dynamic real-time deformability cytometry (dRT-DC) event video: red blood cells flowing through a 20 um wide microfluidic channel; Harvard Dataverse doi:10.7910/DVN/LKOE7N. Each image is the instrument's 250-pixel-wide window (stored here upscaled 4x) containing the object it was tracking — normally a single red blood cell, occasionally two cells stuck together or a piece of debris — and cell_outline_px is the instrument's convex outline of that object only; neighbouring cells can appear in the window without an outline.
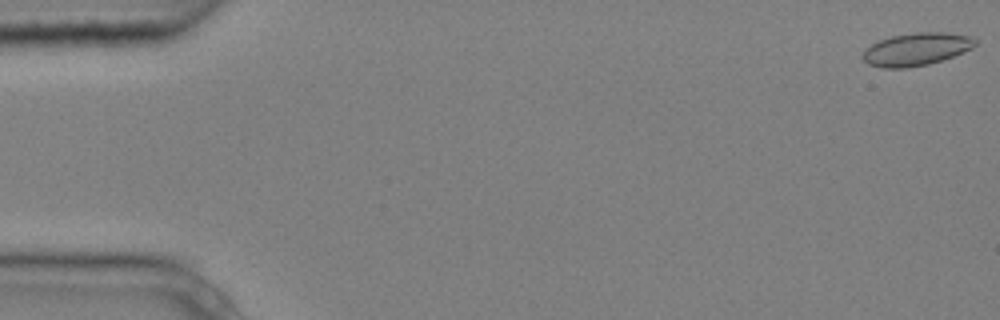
{"species": "common noctule bat (a hibernating species)", "species_latin": "Nyctalus noctula", "temperature_condition": "cold", "stored_images_in_passage": 5, "camera_frame_rate_fps": 3000, "um_per_image_px": 0.085, "animal": {"sex": "male", "body_mass_g": 20.4}, "frame": {"image": 1, "passage_image": 1, "time_ms": 0.0, "image_size_px": [1000, 320], "cell_outline_px": [[976, 44], [972, 48], [952, 56], [928, 64], [908, 68], [884, 68], [868, 64], [860, 56], [872, 44], [880, 40], [892, 36], [916, 32], [944, 32], [972, 36], [976, 40]], "centroid_in_image_um": [77.89, 4.18], "position_along_channel_um": 7.1, "area_um2": 21.27}}
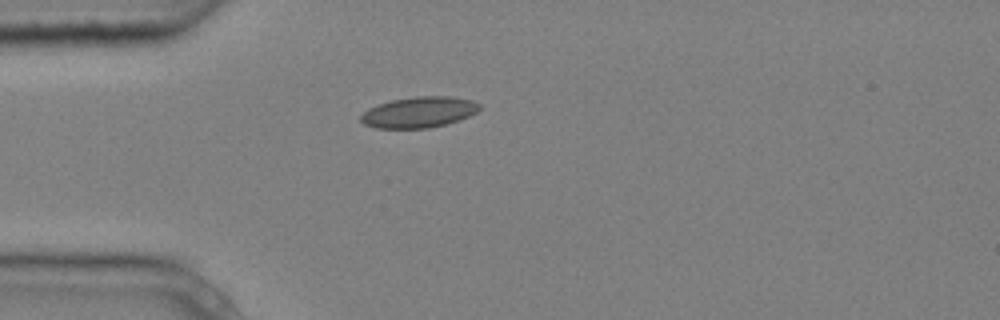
{"frame": {"image": 2, "passage_image": 5, "time_ms": 1.333, "image_size_px": [1000, 320], "cell_outline_px": [[480, 108], [476, 112], [460, 120], [448, 124], [428, 128], [376, 128], [364, 124], [360, 120], [360, 116], [368, 108], [392, 100], [416, 96], [448, 96], [472, 100], [480, 104]], "centroid_in_image_um": [35.62, 9.54], "position_along_channel_um": 49.4, "area_um2": 21.33}}